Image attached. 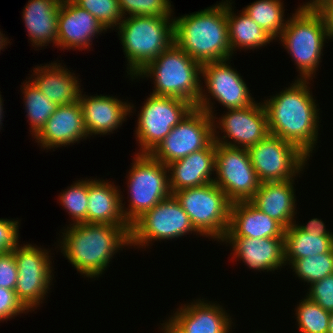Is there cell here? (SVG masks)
I'll use <instances>...</instances> for the list:
<instances>
[{
  "label": "cell",
  "instance_id": "7bdbcfd3",
  "mask_svg": "<svg viewBox=\"0 0 333 333\" xmlns=\"http://www.w3.org/2000/svg\"><path fill=\"white\" fill-rule=\"evenodd\" d=\"M162 327H161V330L164 332V333H178L166 320V322L162 323L161 324ZM162 332V333H163Z\"/></svg>",
  "mask_w": 333,
  "mask_h": 333
},
{
  "label": "cell",
  "instance_id": "8992f818",
  "mask_svg": "<svg viewBox=\"0 0 333 333\" xmlns=\"http://www.w3.org/2000/svg\"><path fill=\"white\" fill-rule=\"evenodd\" d=\"M116 28L132 81L139 71L174 43L172 16H127Z\"/></svg>",
  "mask_w": 333,
  "mask_h": 333
},
{
  "label": "cell",
  "instance_id": "60d3db41",
  "mask_svg": "<svg viewBox=\"0 0 333 333\" xmlns=\"http://www.w3.org/2000/svg\"><path fill=\"white\" fill-rule=\"evenodd\" d=\"M322 15L330 38H333V0H316L312 3Z\"/></svg>",
  "mask_w": 333,
  "mask_h": 333
},
{
  "label": "cell",
  "instance_id": "277c9868",
  "mask_svg": "<svg viewBox=\"0 0 333 333\" xmlns=\"http://www.w3.org/2000/svg\"><path fill=\"white\" fill-rule=\"evenodd\" d=\"M295 10L278 38L297 64V79L312 80L323 56L324 42L331 38L322 15L312 4L303 3Z\"/></svg>",
  "mask_w": 333,
  "mask_h": 333
},
{
  "label": "cell",
  "instance_id": "f6af8a7d",
  "mask_svg": "<svg viewBox=\"0 0 333 333\" xmlns=\"http://www.w3.org/2000/svg\"><path fill=\"white\" fill-rule=\"evenodd\" d=\"M3 99H2V96H1V94H0V128H1V126L3 125L2 124V119H3V113H4V111H3Z\"/></svg>",
  "mask_w": 333,
  "mask_h": 333
},
{
  "label": "cell",
  "instance_id": "d590c367",
  "mask_svg": "<svg viewBox=\"0 0 333 333\" xmlns=\"http://www.w3.org/2000/svg\"><path fill=\"white\" fill-rule=\"evenodd\" d=\"M123 17L155 16L169 18L173 16L171 0H118ZM128 13V14H127Z\"/></svg>",
  "mask_w": 333,
  "mask_h": 333
},
{
  "label": "cell",
  "instance_id": "e575fe53",
  "mask_svg": "<svg viewBox=\"0 0 333 333\" xmlns=\"http://www.w3.org/2000/svg\"><path fill=\"white\" fill-rule=\"evenodd\" d=\"M77 6L91 13L107 30L118 26L123 17L118 0H72Z\"/></svg>",
  "mask_w": 333,
  "mask_h": 333
},
{
  "label": "cell",
  "instance_id": "1f68e13d",
  "mask_svg": "<svg viewBox=\"0 0 333 333\" xmlns=\"http://www.w3.org/2000/svg\"><path fill=\"white\" fill-rule=\"evenodd\" d=\"M297 327L301 333H328L330 313L307 297L295 309Z\"/></svg>",
  "mask_w": 333,
  "mask_h": 333
},
{
  "label": "cell",
  "instance_id": "ab89813d",
  "mask_svg": "<svg viewBox=\"0 0 333 333\" xmlns=\"http://www.w3.org/2000/svg\"><path fill=\"white\" fill-rule=\"evenodd\" d=\"M19 221L0 219V254L12 250L19 242Z\"/></svg>",
  "mask_w": 333,
  "mask_h": 333
},
{
  "label": "cell",
  "instance_id": "f35d334b",
  "mask_svg": "<svg viewBox=\"0 0 333 333\" xmlns=\"http://www.w3.org/2000/svg\"><path fill=\"white\" fill-rule=\"evenodd\" d=\"M18 278V270L14 254L11 250L0 254V287L14 290Z\"/></svg>",
  "mask_w": 333,
  "mask_h": 333
},
{
  "label": "cell",
  "instance_id": "d6a6232c",
  "mask_svg": "<svg viewBox=\"0 0 333 333\" xmlns=\"http://www.w3.org/2000/svg\"><path fill=\"white\" fill-rule=\"evenodd\" d=\"M298 279L307 282L322 280L333 274V249L324 254L296 259L290 267Z\"/></svg>",
  "mask_w": 333,
  "mask_h": 333
},
{
  "label": "cell",
  "instance_id": "836d02e7",
  "mask_svg": "<svg viewBox=\"0 0 333 333\" xmlns=\"http://www.w3.org/2000/svg\"><path fill=\"white\" fill-rule=\"evenodd\" d=\"M66 190V191H65ZM59 195V203L71 215L72 224L87 223L88 179L78 180Z\"/></svg>",
  "mask_w": 333,
  "mask_h": 333
},
{
  "label": "cell",
  "instance_id": "74e56055",
  "mask_svg": "<svg viewBox=\"0 0 333 333\" xmlns=\"http://www.w3.org/2000/svg\"><path fill=\"white\" fill-rule=\"evenodd\" d=\"M28 313L29 310L17 298L16 292L0 287V321L14 319L20 313Z\"/></svg>",
  "mask_w": 333,
  "mask_h": 333
},
{
  "label": "cell",
  "instance_id": "ee69618b",
  "mask_svg": "<svg viewBox=\"0 0 333 333\" xmlns=\"http://www.w3.org/2000/svg\"><path fill=\"white\" fill-rule=\"evenodd\" d=\"M4 36H5V34H3V32L1 33V31H0V51L4 47H6L7 43H10V42H8L9 41L8 38L4 37Z\"/></svg>",
  "mask_w": 333,
  "mask_h": 333
},
{
  "label": "cell",
  "instance_id": "8fae6325",
  "mask_svg": "<svg viewBox=\"0 0 333 333\" xmlns=\"http://www.w3.org/2000/svg\"><path fill=\"white\" fill-rule=\"evenodd\" d=\"M229 61L231 59L202 64L201 76H203L207 91L201 86L195 108L205 111L213 120L218 119V117L216 118V114H214L212 99L218 101L227 110L244 108L256 102L242 76L236 69L232 68Z\"/></svg>",
  "mask_w": 333,
  "mask_h": 333
},
{
  "label": "cell",
  "instance_id": "4316f807",
  "mask_svg": "<svg viewBox=\"0 0 333 333\" xmlns=\"http://www.w3.org/2000/svg\"><path fill=\"white\" fill-rule=\"evenodd\" d=\"M62 0H29L23 10V21L33 47L57 46L58 15ZM35 46H34V45Z\"/></svg>",
  "mask_w": 333,
  "mask_h": 333
},
{
  "label": "cell",
  "instance_id": "3957f363",
  "mask_svg": "<svg viewBox=\"0 0 333 333\" xmlns=\"http://www.w3.org/2000/svg\"><path fill=\"white\" fill-rule=\"evenodd\" d=\"M174 43L201 64L231 59L226 1L174 17Z\"/></svg>",
  "mask_w": 333,
  "mask_h": 333
},
{
  "label": "cell",
  "instance_id": "4dcf8cb0",
  "mask_svg": "<svg viewBox=\"0 0 333 333\" xmlns=\"http://www.w3.org/2000/svg\"><path fill=\"white\" fill-rule=\"evenodd\" d=\"M281 0H257L243 8V11L266 30L276 40L281 35L287 20L284 19V7ZM277 37V38H276Z\"/></svg>",
  "mask_w": 333,
  "mask_h": 333
},
{
  "label": "cell",
  "instance_id": "cb8c5ba5",
  "mask_svg": "<svg viewBox=\"0 0 333 333\" xmlns=\"http://www.w3.org/2000/svg\"><path fill=\"white\" fill-rule=\"evenodd\" d=\"M285 228L250 201L231 205L228 230L224 237L284 238Z\"/></svg>",
  "mask_w": 333,
  "mask_h": 333
},
{
  "label": "cell",
  "instance_id": "8d00e7d4",
  "mask_svg": "<svg viewBox=\"0 0 333 333\" xmlns=\"http://www.w3.org/2000/svg\"><path fill=\"white\" fill-rule=\"evenodd\" d=\"M306 297L324 310L333 312V274L309 284Z\"/></svg>",
  "mask_w": 333,
  "mask_h": 333
},
{
  "label": "cell",
  "instance_id": "7a4b0ae2",
  "mask_svg": "<svg viewBox=\"0 0 333 333\" xmlns=\"http://www.w3.org/2000/svg\"><path fill=\"white\" fill-rule=\"evenodd\" d=\"M63 230L57 241L63 256L88 278L101 276L114 254L130 246V233L123 226L80 223Z\"/></svg>",
  "mask_w": 333,
  "mask_h": 333
},
{
  "label": "cell",
  "instance_id": "b9f144b4",
  "mask_svg": "<svg viewBox=\"0 0 333 333\" xmlns=\"http://www.w3.org/2000/svg\"><path fill=\"white\" fill-rule=\"evenodd\" d=\"M297 226L307 234H318V236H333V232L327 231L324 222L321 219L313 218L308 223Z\"/></svg>",
  "mask_w": 333,
  "mask_h": 333
},
{
  "label": "cell",
  "instance_id": "ffe728a7",
  "mask_svg": "<svg viewBox=\"0 0 333 333\" xmlns=\"http://www.w3.org/2000/svg\"><path fill=\"white\" fill-rule=\"evenodd\" d=\"M88 134L79 102L58 105L41 131L34 137L41 148L57 149L87 139Z\"/></svg>",
  "mask_w": 333,
  "mask_h": 333
},
{
  "label": "cell",
  "instance_id": "bcb514c9",
  "mask_svg": "<svg viewBox=\"0 0 333 333\" xmlns=\"http://www.w3.org/2000/svg\"><path fill=\"white\" fill-rule=\"evenodd\" d=\"M328 333H333V312L330 313Z\"/></svg>",
  "mask_w": 333,
  "mask_h": 333
},
{
  "label": "cell",
  "instance_id": "2e32d148",
  "mask_svg": "<svg viewBox=\"0 0 333 333\" xmlns=\"http://www.w3.org/2000/svg\"><path fill=\"white\" fill-rule=\"evenodd\" d=\"M213 128L215 143L246 149L269 134L267 114L261 102L244 108L228 109L226 114L219 117V121L213 120ZM216 128L224 132L222 137Z\"/></svg>",
  "mask_w": 333,
  "mask_h": 333
},
{
  "label": "cell",
  "instance_id": "5b68a950",
  "mask_svg": "<svg viewBox=\"0 0 333 333\" xmlns=\"http://www.w3.org/2000/svg\"><path fill=\"white\" fill-rule=\"evenodd\" d=\"M202 64L173 43L133 79L153 78L151 94L184 99L196 107L201 92Z\"/></svg>",
  "mask_w": 333,
  "mask_h": 333
},
{
  "label": "cell",
  "instance_id": "f1b7e54d",
  "mask_svg": "<svg viewBox=\"0 0 333 333\" xmlns=\"http://www.w3.org/2000/svg\"><path fill=\"white\" fill-rule=\"evenodd\" d=\"M285 265L296 259L324 254L333 249V236L307 234L294 222L284 233Z\"/></svg>",
  "mask_w": 333,
  "mask_h": 333
},
{
  "label": "cell",
  "instance_id": "30bf717a",
  "mask_svg": "<svg viewBox=\"0 0 333 333\" xmlns=\"http://www.w3.org/2000/svg\"><path fill=\"white\" fill-rule=\"evenodd\" d=\"M149 96L137 117L135 138L140 144L139 154H150L194 108L188 101L177 97Z\"/></svg>",
  "mask_w": 333,
  "mask_h": 333
},
{
  "label": "cell",
  "instance_id": "4fadbf2b",
  "mask_svg": "<svg viewBox=\"0 0 333 333\" xmlns=\"http://www.w3.org/2000/svg\"><path fill=\"white\" fill-rule=\"evenodd\" d=\"M11 251L18 270L14 291L22 304L34 311L43 303L54 278L50 251L32 244L20 246L19 242Z\"/></svg>",
  "mask_w": 333,
  "mask_h": 333
},
{
  "label": "cell",
  "instance_id": "7dc6e473",
  "mask_svg": "<svg viewBox=\"0 0 333 333\" xmlns=\"http://www.w3.org/2000/svg\"><path fill=\"white\" fill-rule=\"evenodd\" d=\"M314 1H316V0H310V1L306 2L305 4H312Z\"/></svg>",
  "mask_w": 333,
  "mask_h": 333
},
{
  "label": "cell",
  "instance_id": "d4e9b609",
  "mask_svg": "<svg viewBox=\"0 0 333 333\" xmlns=\"http://www.w3.org/2000/svg\"><path fill=\"white\" fill-rule=\"evenodd\" d=\"M56 61L42 66L33 67L32 83L50 101L57 105L75 104L79 102L81 85L78 77L68 68ZM74 75V76H73ZM33 76V78H32ZM79 82V83H78Z\"/></svg>",
  "mask_w": 333,
  "mask_h": 333
},
{
  "label": "cell",
  "instance_id": "52a82bcc",
  "mask_svg": "<svg viewBox=\"0 0 333 333\" xmlns=\"http://www.w3.org/2000/svg\"><path fill=\"white\" fill-rule=\"evenodd\" d=\"M173 195L200 236L221 242L228 230L232 202L220 187L210 182L175 191Z\"/></svg>",
  "mask_w": 333,
  "mask_h": 333
},
{
  "label": "cell",
  "instance_id": "d6986e66",
  "mask_svg": "<svg viewBox=\"0 0 333 333\" xmlns=\"http://www.w3.org/2000/svg\"><path fill=\"white\" fill-rule=\"evenodd\" d=\"M80 93L79 104L82 109L84 125L88 137L113 133L131 115L134 106L114 96H88ZM91 135V136H90Z\"/></svg>",
  "mask_w": 333,
  "mask_h": 333
},
{
  "label": "cell",
  "instance_id": "484cf974",
  "mask_svg": "<svg viewBox=\"0 0 333 333\" xmlns=\"http://www.w3.org/2000/svg\"><path fill=\"white\" fill-rule=\"evenodd\" d=\"M294 179L264 182L259 185L250 202L261 212L279 222L285 229L296 222V196Z\"/></svg>",
  "mask_w": 333,
  "mask_h": 333
},
{
  "label": "cell",
  "instance_id": "7402d4cb",
  "mask_svg": "<svg viewBox=\"0 0 333 333\" xmlns=\"http://www.w3.org/2000/svg\"><path fill=\"white\" fill-rule=\"evenodd\" d=\"M216 143L213 140L206 148L167 165L169 187L175 191L203 186L214 181ZM213 172V173H212Z\"/></svg>",
  "mask_w": 333,
  "mask_h": 333
},
{
  "label": "cell",
  "instance_id": "7c38bea8",
  "mask_svg": "<svg viewBox=\"0 0 333 333\" xmlns=\"http://www.w3.org/2000/svg\"><path fill=\"white\" fill-rule=\"evenodd\" d=\"M248 152L260 183L295 179L309 160L294 144L272 134L250 146Z\"/></svg>",
  "mask_w": 333,
  "mask_h": 333
},
{
  "label": "cell",
  "instance_id": "e0dca14e",
  "mask_svg": "<svg viewBox=\"0 0 333 333\" xmlns=\"http://www.w3.org/2000/svg\"><path fill=\"white\" fill-rule=\"evenodd\" d=\"M190 303L166 319L178 333H230L233 322L222 305L200 298Z\"/></svg>",
  "mask_w": 333,
  "mask_h": 333
},
{
  "label": "cell",
  "instance_id": "44dd1931",
  "mask_svg": "<svg viewBox=\"0 0 333 333\" xmlns=\"http://www.w3.org/2000/svg\"><path fill=\"white\" fill-rule=\"evenodd\" d=\"M221 241L232 246V258L250 269L272 272L285 266L284 238L224 237Z\"/></svg>",
  "mask_w": 333,
  "mask_h": 333
},
{
  "label": "cell",
  "instance_id": "9c48e42d",
  "mask_svg": "<svg viewBox=\"0 0 333 333\" xmlns=\"http://www.w3.org/2000/svg\"><path fill=\"white\" fill-rule=\"evenodd\" d=\"M189 233L199 234L180 202L172 194L131 224L130 246L146 248L152 241L172 240Z\"/></svg>",
  "mask_w": 333,
  "mask_h": 333
},
{
  "label": "cell",
  "instance_id": "ba28073f",
  "mask_svg": "<svg viewBox=\"0 0 333 333\" xmlns=\"http://www.w3.org/2000/svg\"><path fill=\"white\" fill-rule=\"evenodd\" d=\"M129 170V207L122 205L125 219L131 225L143 213L172 195L169 187L168 167L150 154L135 153Z\"/></svg>",
  "mask_w": 333,
  "mask_h": 333
},
{
  "label": "cell",
  "instance_id": "603a6c76",
  "mask_svg": "<svg viewBox=\"0 0 333 333\" xmlns=\"http://www.w3.org/2000/svg\"><path fill=\"white\" fill-rule=\"evenodd\" d=\"M118 187L107 179H88L87 223L123 226L130 233L131 225L122 212L124 198Z\"/></svg>",
  "mask_w": 333,
  "mask_h": 333
},
{
  "label": "cell",
  "instance_id": "6da1fadb",
  "mask_svg": "<svg viewBox=\"0 0 333 333\" xmlns=\"http://www.w3.org/2000/svg\"><path fill=\"white\" fill-rule=\"evenodd\" d=\"M309 80H295L263 103L269 134L294 144L309 158L317 143L319 110Z\"/></svg>",
  "mask_w": 333,
  "mask_h": 333
},
{
  "label": "cell",
  "instance_id": "f546056e",
  "mask_svg": "<svg viewBox=\"0 0 333 333\" xmlns=\"http://www.w3.org/2000/svg\"><path fill=\"white\" fill-rule=\"evenodd\" d=\"M25 83V84H24ZM22 94L24 95V105L26 116L30 122V132L35 137L46 124L50 116L56 111L58 105L50 101L42 92L32 83L31 79L23 82Z\"/></svg>",
  "mask_w": 333,
  "mask_h": 333
},
{
  "label": "cell",
  "instance_id": "5bb4252c",
  "mask_svg": "<svg viewBox=\"0 0 333 333\" xmlns=\"http://www.w3.org/2000/svg\"><path fill=\"white\" fill-rule=\"evenodd\" d=\"M214 183L234 202L250 201L261 184L246 148L216 143Z\"/></svg>",
  "mask_w": 333,
  "mask_h": 333
},
{
  "label": "cell",
  "instance_id": "9a60e30c",
  "mask_svg": "<svg viewBox=\"0 0 333 333\" xmlns=\"http://www.w3.org/2000/svg\"><path fill=\"white\" fill-rule=\"evenodd\" d=\"M213 140V118L205 111L194 107L150 155L167 166L206 148Z\"/></svg>",
  "mask_w": 333,
  "mask_h": 333
},
{
  "label": "cell",
  "instance_id": "ac0fdd59",
  "mask_svg": "<svg viewBox=\"0 0 333 333\" xmlns=\"http://www.w3.org/2000/svg\"><path fill=\"white\" fill-rule=\"evenodd\" d=\"M57 25V48L62 50L88 49L94 36L107 31L91 13L72 0H62Z\"/></svg>",
  "mask_w": 333,
  "mask_h": 333
},
{
  "label": "cell",
  "instance_id": "83f0119b",
  "mask_svg": "<svg viewBox=\"0 0 333 333\" xmlns=\"http://www.w3.org/2000/svg\"><path fill=\"white\" fill-rule=\"evenodd\" d=\"M233 2L226 0V16L228 22L229 43L232 54L237 49H259L265 47L275 38L262 29L242 9L236 15L232 10Z\"/></svg>",
  "mask_w": 333,
  "mask_h": 333
}]
</instances>
